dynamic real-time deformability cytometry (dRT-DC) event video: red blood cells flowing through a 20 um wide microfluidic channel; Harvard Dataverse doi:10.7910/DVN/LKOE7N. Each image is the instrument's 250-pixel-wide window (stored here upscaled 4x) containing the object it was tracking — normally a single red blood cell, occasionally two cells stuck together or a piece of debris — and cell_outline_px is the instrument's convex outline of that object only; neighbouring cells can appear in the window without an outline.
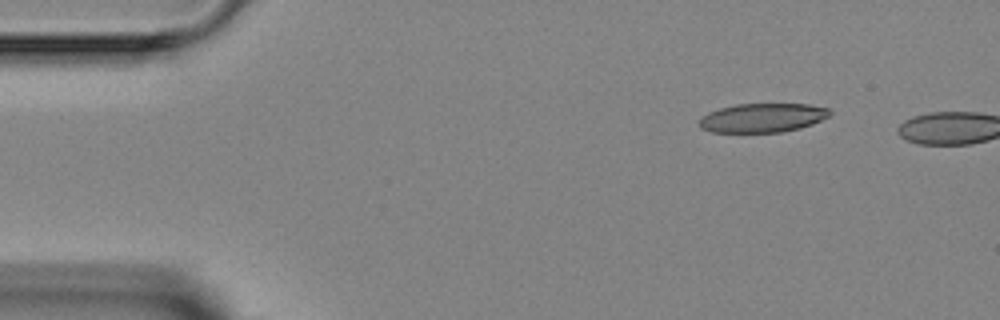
{"species": "Egyptian fruit bat (a non-hibernating species)", "species_latin": "Rousettus aegyptiacus", "temperature_condition": "room temperature", "stored_images_in_passage": 2, "camera_frame_rate_fps": 3000, "um_per_image_px": 0.085, "animal": {"sex": "female"}, "frame": {"image": 1, "passage_image": 1, "time_ms": 0.0, "image_size_px": [1000, 320], "cell_outline_px": [[832, 112], [828, 116], [812, 124], [800, 128], [780, 132], [712, 132], [700, 128], [700, 120], [708, 112], [720, 108], [736, 104], [808, 104], [828, 108]], "centroid_in_image_um": [64.82, 10.01], "position_along_channel_um": 20.2, "area_um2": 21.91}}